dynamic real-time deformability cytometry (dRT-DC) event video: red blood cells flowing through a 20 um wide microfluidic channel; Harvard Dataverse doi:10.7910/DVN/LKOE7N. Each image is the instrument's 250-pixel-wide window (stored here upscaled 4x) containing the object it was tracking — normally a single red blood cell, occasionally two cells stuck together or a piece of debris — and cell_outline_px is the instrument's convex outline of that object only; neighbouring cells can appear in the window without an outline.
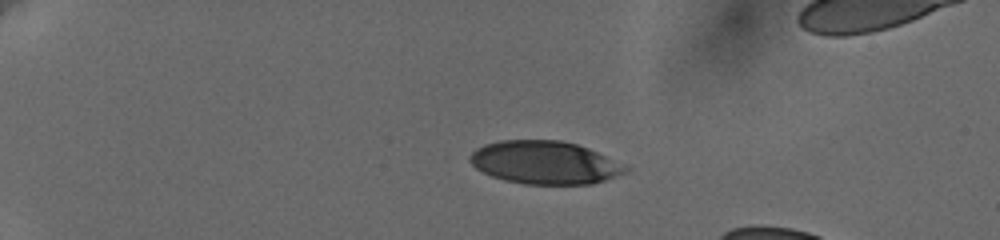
{"species": "human", "species_latin": "Homo sapiens", "temperature_condition": "cold", "stored_images_in_passage": 31, "camera_frame_rate_fps": 3000, "um_per_image_px": 0.085, "donor": {"sex": "female"}, "frame": {"image": 1, "passage_image": 1, "time_ms": 0.0, "image_size_px": [1000, 240], "cell_outline_px": [[628, 172], [592, 184], [524, 184], [504, 180], [492, 176], [476, 168], [468, 160], [468, 156], [476, 148], [484, 144], [500, 140], [560, 140], [576, 144], [588, 148], [628, 168]], "centroid_in_image_um": [46.24, 13.81], "position_along_channel_um": 38.8, "area_um2": 38.73}}
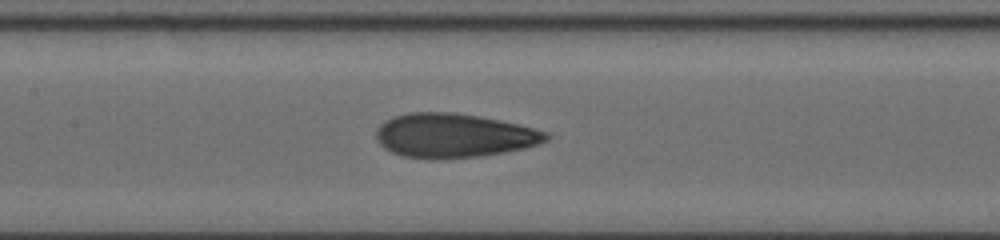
{"frame": {"image": 2, "passage_image": 20, "time_ms": 5.667, "image_size_px": [1000, 240], "cell_outline_px": [[552, 136], [548, 140], [540, 144], [524, 148], [504, 152], [480, 156], [440, 160], [400, 156], [384, 148], [376, 140], [376, 132], [380, 124], [392, 116], [408, 112], [456, 112], [480, 116], [500, 120], [548, 132]], "centroid_in_image_um": [38.56, 11.52], "position_along_channel_um": 168.8, "area_um2": 44.16}}
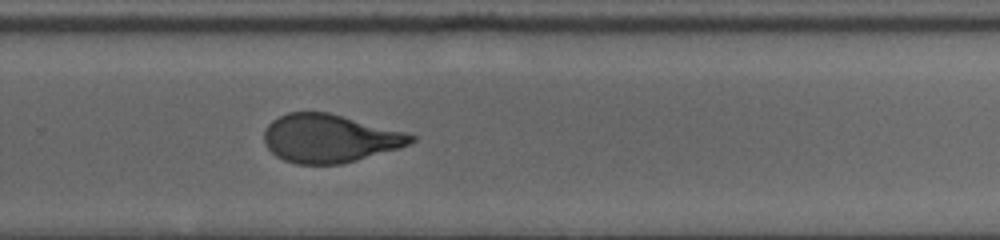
{"frame": {"image": 3, "passage_image": 31, "time_ms": 9.333, "image_size_px": [1000, 240], "cell_outline_px": [[416, 140], [400, 148], [356, 160], [340, 164], [296, 164], [284, 160], [276, 156], [264, 144], [264, 132], [268, 124], [272, 120], [288, 112], [328, 112], [404, 132], [416, 136]], "centroid_in_image_um": [27.98, 11.77], "position_along_channel_um": 301.8, "area_um2": 41.04}}